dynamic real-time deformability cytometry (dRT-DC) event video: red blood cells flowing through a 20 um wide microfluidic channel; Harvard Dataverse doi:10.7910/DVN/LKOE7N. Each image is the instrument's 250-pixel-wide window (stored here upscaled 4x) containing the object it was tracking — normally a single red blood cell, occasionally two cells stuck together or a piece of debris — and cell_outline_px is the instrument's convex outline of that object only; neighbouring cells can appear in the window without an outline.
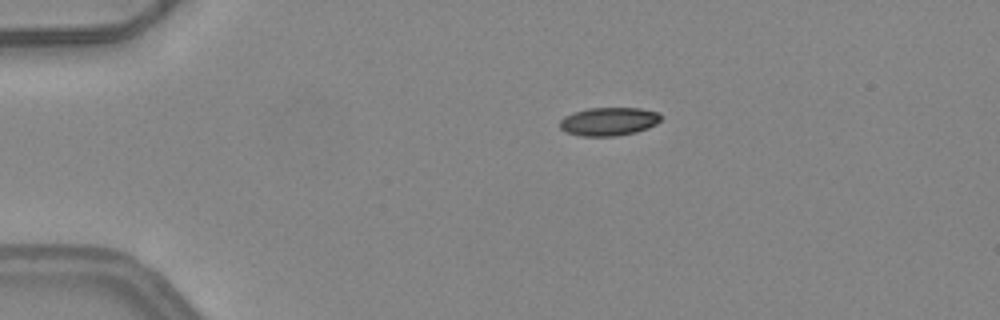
{"species": "common noctule bat (a hibernating species)", "species_latin": "Nyctalus noctula", "temperature_condition": "warm", "stored_images_in_passage": 5, "camera_frame_rate_fps": 3000, "um_per_image_px": 0.085, "animal": {"sex": "female", "body_mass_g": 24.6, "forearm_length_mm": 56.2}, "frame": {"image": 1, "passage_image": 1, "time_ms": 0.0, "image_size_px": [1000, 320], "cell_outline_px": [[660, 120], [656, 124], [648, 128], [636, 132], [616, 136], [580, 136], [568, 132], [560, 128], [560, 120], [564, 116], [588, 108], [640, 108], [660, 112]], "centroid_in_image_um": [51.77, 10.32], "position_along_channel_um": 33.2, "area_um2": 16.65}}